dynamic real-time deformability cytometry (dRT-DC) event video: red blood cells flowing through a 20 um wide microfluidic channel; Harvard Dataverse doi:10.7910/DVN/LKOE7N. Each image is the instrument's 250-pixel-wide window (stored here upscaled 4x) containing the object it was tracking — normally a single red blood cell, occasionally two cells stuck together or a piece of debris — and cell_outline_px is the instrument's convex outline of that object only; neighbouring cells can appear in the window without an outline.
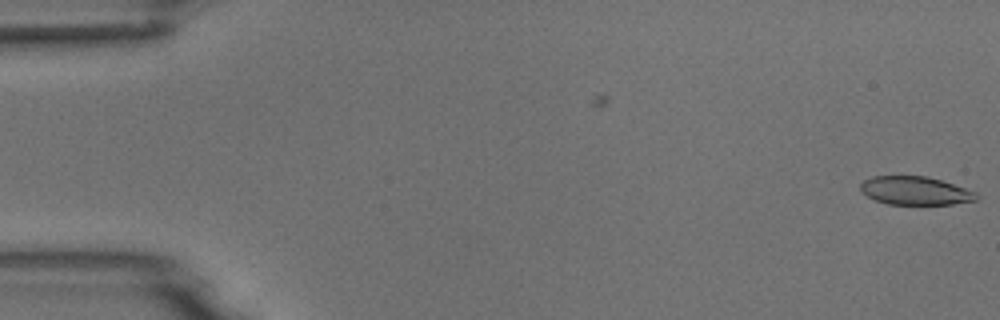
{"species": "common noctule bat (a hibernating species)", "species_latin": "Nyctalus noctula", "temperature_condition": "room temperature", "stored_images_in_passage": 6, "camera_frame_rate_fps": 3000, "um_per_image_px": 0.085, "animal": {"sex": "male", "body_mass_g": 18.8}, "frame": {"image": 1, "passage_image": 6, "time_ms": 1.667, "image_size_px": [1000, 320], "cell_outline_px": [[980, 196], [976, 200], [952, 204], [888, 204], [876, 200], [868, 196], [860, 188], [860, 184], [864, 180], [872, 176], [928, 176], [976, 192]], "centroid_in_image_um": [77.8, 16.21], "position_along_channel_um": 7.2, "area_um2": 18.96}}